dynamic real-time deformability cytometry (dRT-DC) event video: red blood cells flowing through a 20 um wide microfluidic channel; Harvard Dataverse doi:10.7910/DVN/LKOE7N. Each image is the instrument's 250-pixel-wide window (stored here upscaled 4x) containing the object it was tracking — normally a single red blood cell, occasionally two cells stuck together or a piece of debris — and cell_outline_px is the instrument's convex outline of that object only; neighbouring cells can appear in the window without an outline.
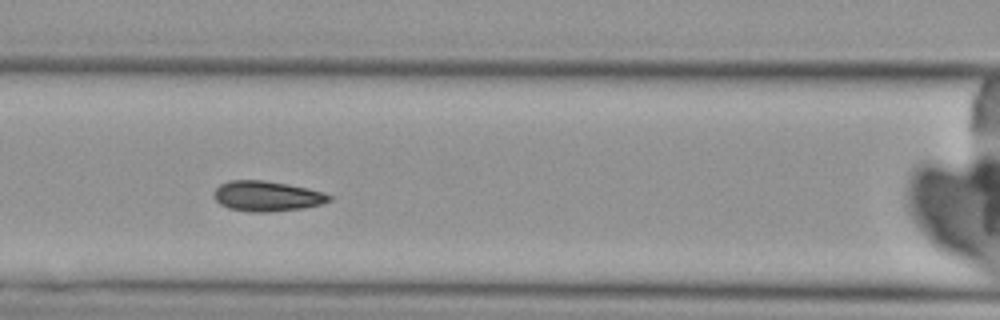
{"species": "Egyptian fruit bat (a non-hibernating species)", "species_latin": "Rousettus aegyptiacus", "temperature_condition": "cold", "stored_images_in_passage": 3, "camera_frame_rate_fps": 3000, "um_per_image_px": 0.085, "animal": {"sex": "female"}, "frame": {"image": 1, "passage_image": 3, "time_ms": 2.0, "image_size_px": [1000, 320], "cell_outline_px": [[332, 200], [320, 204], [304, 208], [268, 212], [248, 212], [228, 208], [220, 204], [216, 200], [212, 192], [220, 184], [228, 180], [264, 180], [288, 184], [308, 188], [324, 192], [332, 196]], "centroid_in_image_um": [22.68, 16.67], "position_along_channel_um": 143.9, "area_um2": 20.52}}